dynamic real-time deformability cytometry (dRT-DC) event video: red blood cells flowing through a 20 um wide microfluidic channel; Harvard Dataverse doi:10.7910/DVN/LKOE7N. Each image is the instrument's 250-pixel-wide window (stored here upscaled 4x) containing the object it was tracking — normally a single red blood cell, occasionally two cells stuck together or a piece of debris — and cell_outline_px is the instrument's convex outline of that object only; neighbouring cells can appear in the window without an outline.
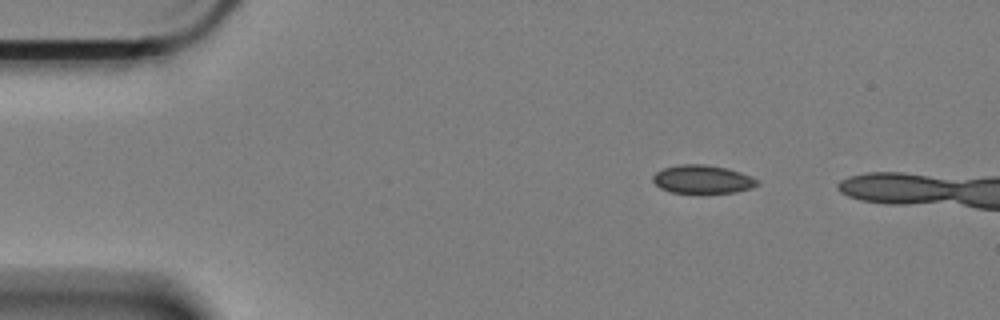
{"species": "Egyptian fruit bat (a non-hibernating species)", "species_latin": "Rousettus aegyptiacus", "temperature_condition": "cold", "stored_images_in_passage": 6, "camera_frame_rate_fps": 3000, "um_per_image_px": 0.085, "animal": {"sex": "female"}, "frame": {"image": 1, "passage_image": 1, "time_ms": 0.0, "image_size_px": [1000, 320], "cell_outline_px": [[760, 184], [752, 188], [736, 192], [704, 196], [700, 196], [672, 192], [660, 188], [652, 180], [652, 176], [656, 172], [664, 168], [680, 164], [704, 164], [728, 168], [740, 172], [760, 180]], "centroid_in_image_um": [59.74, 15.29], "position_along_channel_um": 25.3, "area_um2": 18.15}}